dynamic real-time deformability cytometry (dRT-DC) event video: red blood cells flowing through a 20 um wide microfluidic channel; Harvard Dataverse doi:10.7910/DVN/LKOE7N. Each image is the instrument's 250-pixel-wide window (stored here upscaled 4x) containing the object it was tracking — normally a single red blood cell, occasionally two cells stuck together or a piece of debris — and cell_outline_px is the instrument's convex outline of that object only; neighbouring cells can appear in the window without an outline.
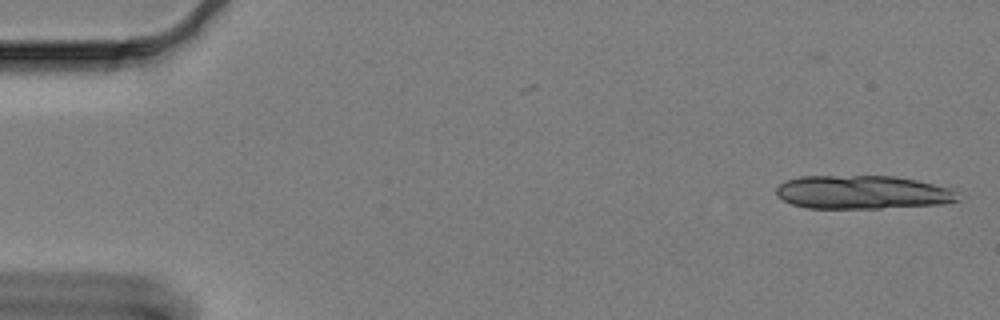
{"species": "Egyptian fruit bat (a non-hibernating species)", "species_latin": "Rousettus aegyptiacus", "temperature_condition": "cold", "stored_images_in_passage": 15, "camera_frame_rate_fps": 3000, "um_per_image_px": 0.085, "animal": {"sex": "female"}, "frame": {"image": 1, "passage_image": 1, "time_ms": 0.0, "image_size_px": [1000, 320], "cell_outline_px": [[956, 200], [940, 204], [880, 208], [808, 208], [792, 204], [776, 196], [776, 188], [780, 184], [788, 180], [800, 176], [892, 176], [916, 180], [948, 188], [952, 192]], "centroid_in_image_um": [73.19, 16.34], "position_along_channel_um": 11.8, "area_um2": 34.91}}